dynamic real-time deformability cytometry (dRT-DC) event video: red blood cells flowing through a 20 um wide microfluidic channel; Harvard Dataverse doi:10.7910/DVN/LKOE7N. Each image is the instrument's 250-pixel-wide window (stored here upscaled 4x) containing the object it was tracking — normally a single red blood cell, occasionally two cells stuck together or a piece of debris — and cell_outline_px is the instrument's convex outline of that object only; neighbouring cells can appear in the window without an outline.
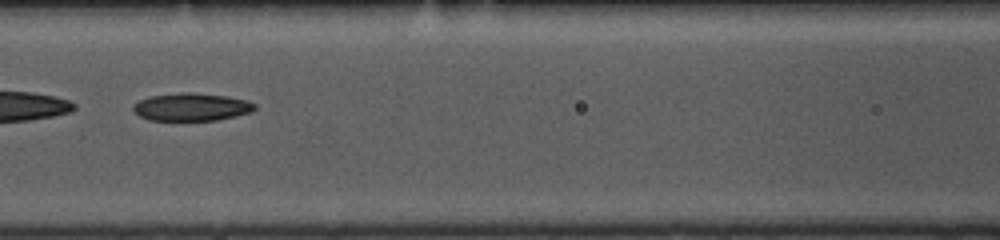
{"species": "common noctule bat (a hibernating species)", "species_latin": "Nyctalus noctula", "temperature_condition": "cold", "stored_images_in_passage": 43, "camera_frame_rate_fps": 3000, "um_per_image_px": 0.085, "animal": {"sex": "female", "body_mass_g": 10.0, "forearm_length_mm": 53.1}, "frame": {"image": 1, "passage_image": 14, "time_ms": 4.333, "image_size_px": [1000, 240], "cell_outline_px": [[256, 108], [252, 112], [236, 116], [216, 120], [148, 120], [140, 116], [132, 108], [140, 100], [148, 96], [180, 92], [192, 92], [228, 96], [248, 100], [256, 104]], "centroid_in_image_um": [16.32, 9.08], "position_along_channel_um": 150.3, "area_um2": 19.77}}
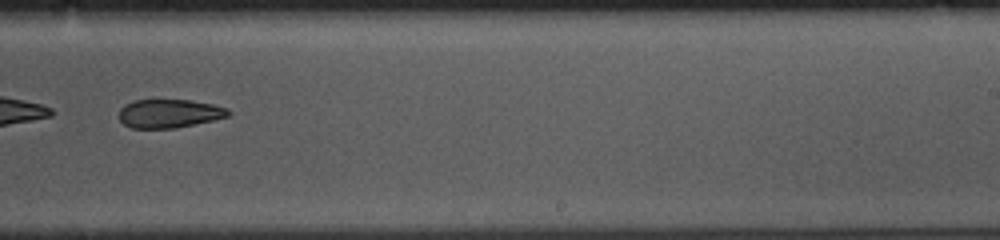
{"frame": {"image": 2, "passage_image": 24, "time_ms": 7.667, "image_size_px": [1000, 240], "cell_outline_px": [[232, 112], [228, 116], [212, 120], [176, 128], [132, 128], [124, 124], [120, 120], [120, 108], [124, 104], [132, 100], [192, 100], [212, 104], [228, 108]], "centroid_in_image_um": [14.38, 9.64], "position_along_channel_um": 274.6, "area_um2": 18.21}}
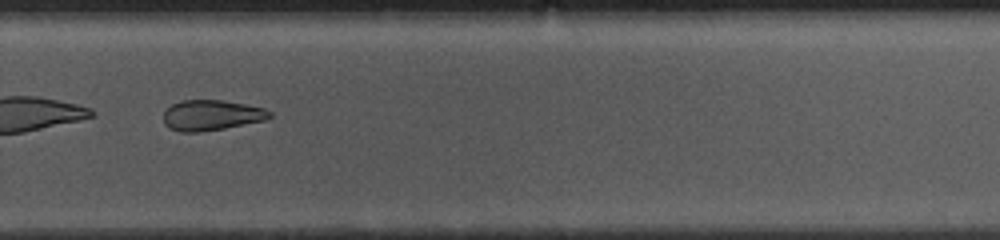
{"frame": {"image": 3, "passage_image": 27, "time_ms": 8.667, "image_size_px": [1000, 240], "cell_outline_px": [[272, 116], [268, 120], [224, 128], [200, 132], [180, 132], [168, 128], [164, 124], [164, 112], [172, 104], [180, 100], [220, 100], [244, 104], [264, 108], [272, 112]], "centroid_in_image_um": [17.98, 9.8], "position_along_channel_um": 311.8, "area_um2": 18.96}, "authors_computed_cell_mechanics": {"area_um2": 20.6924, "velocity_mm_per_s": 3.7357, "shape_relaxation_time_tau1_ms": 4.819, "shape_relaxation_time_tau2_ms": null, "deformation_change_tau1": 0.1283, "deformation_change_tau2": null}}